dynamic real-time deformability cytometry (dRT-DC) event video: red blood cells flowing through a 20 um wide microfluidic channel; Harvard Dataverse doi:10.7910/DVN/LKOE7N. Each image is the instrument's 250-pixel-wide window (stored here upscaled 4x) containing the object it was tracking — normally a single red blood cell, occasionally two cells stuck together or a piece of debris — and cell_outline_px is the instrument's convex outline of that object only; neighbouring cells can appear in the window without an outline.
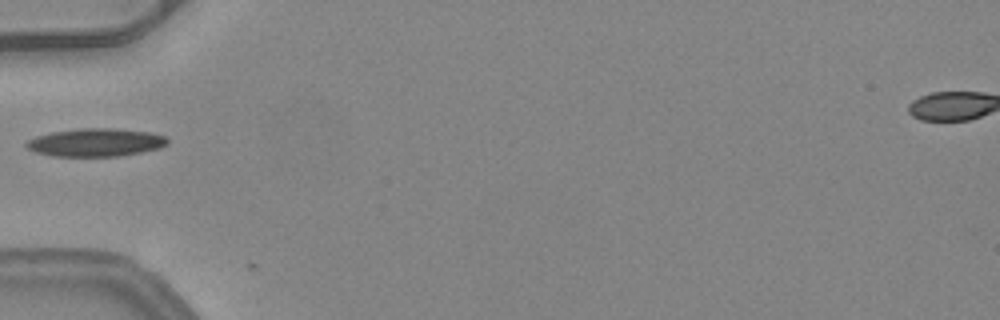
{"species": "common noctule bat (a hibernating species)", "species_latin": "Nyctalus noctula", "temperature_condition": "warm", "stored_images_in_passage": 4, "camera_frame_rate_fps": 3000, "um_per_image_px": 0.085, "animal": {"sex": "female", "body_mass_g": 24.6, "forearm_length_mm": 56.2}, "frame": {"image": 1, "passage_image": 1, "time_ms": 0.0, "image_size_px": [1000, 320], "cell_outline_px": [[168, 144], [160, 148], [120, 156], [52, 156], [36, 152], [28, 148], [24, 144], [28, 140], [36, 136], [52, 132], [80, 128], [116, 128], [152, 132], [164, 136], [168, 140]], "centroid_in_image_um": [8.15, 12.1], "position_along_channel_um": 76.8, "area_um2": 23.12}}